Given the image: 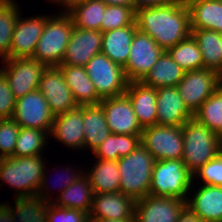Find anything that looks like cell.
Instances as JSON below:
<instances>
[{
    "instance_id": "cell-2",
    "label": "cell",
    "mask_w": 222,
    "mask_h": 222,
    "mask_svg": "<svg viewBox=\"0 0 222 222\" xmlns=\"http://www.w3.org/2000/svg\"><path fill=\"white\" fill-rule=\"evenodd\" d=\"M182 161L194 175L204 164L221 152L222 138L194 117L182 126Z\"/></svg>"
},
{
    "instance_id": "cell-51",
    "label": "cell",
    "mask_w": 222,
    "mask_h": 222,
    "mask_svg": "<svg viewBox=\"0 0 222 222\" xmlns=\"http://www.w3.org/2000/svg\"><path fill=\"white\" fill-rule=\"evenodd\" d=\"M84 222H93V220L90 217H88Z\"/></svg>"
},
{
    "instance_id": "cell-46",
    "label": "cell",
    "mask_w": 222,
    "mask_h": 222,
    "mask_svg": "<svg viewBox=\"0 0 222 222\" xmlns=\"http://www.w3.org/2000/svg\"><path fill=\"white\" fill-rule=\"evenodd\" d=\"M0 222H15L12 212L5 202L0 203Z\"/></svg>"
},
{
    "instance_id": "cell-44",
    "label": "cell",
    "mask_w": 222,
    "mask_h": 222,
    "mask_svg": "<svg viewBox=\"0 0 222 222\" xmlns=\"http://www.w3.org/2000/svg\"><path fill=\"white\" fill-rule=\"evenodd\" d=\"M176 222H205L195 212H193L188 206H185L181 211L178 220Z\"/></svg>"
},
{
    "instance_id": "cell-41",
    "label": "cell",
    "mask_w": 222,
    "mask_h": 222,
    "mask_svg": "<svg viewBox=\"0 0 222 222\" xmlns=\"http://www.w3.org/2000/svg\"><path fill=\"white\" fill-rule=\"evenodd\" d=\"M65 169H66V171H65ZM65 169H63L65 172V174H66V177H65V174H64V176L62 175H60V178H58L59 180H61V181H63V182H60L61 184H59L58 186L60 187L59 189L60 190H58L57 192H63L68 186H70L72 183H74L80 176H82L83 174H84V172L83 171H75L73 168H71V167H67V168H65ZM71 169V170H70ZM45 170H46V165H45V169H44V171H43V176H42V179H41V181H40V184H39V188H38V190H37V194H36V196L37 197H39V198H41L42 200H44V201H46V202H52L53 201V197H51L48 193H49V191H50V189L51 188H48V183L46 182L47 181V171H46V173H45ZM73 171H75V172H73ZM63 174V173H62ZM70 174V175H69ZM46 175V176H45ZM55 181H57V180H55ZM50 182V181H49ZM58 182V181H57ZM57 182H55V184L57 183ZM54 184V183H53ZM52 184V185H53ZM58 184V183H57ZM56 184V185H57ZM50 186V185H49ZM52 187V186H51ZM47 188V189H46ZM58 188V187H57ZM49 189V191H47ZM46 192V193H45ZM50 197H51V199H50Z\"/></svg>"
},
{
    "instance_id": "cell-6",
    "label": "cell",
    "mask_w": 222,
    "mask_h": 222,
    "mask_svg": "<svg viewBox=\"0 0 222 222\" xmlns=\"http://www.w3.org/2000/svg\"><path fill=\"white\" fill-rule=\"evenodd\" d=\"M193 184V175L188 171L182 159L155 161L149 194L177 197L186 201L193 190Z\"/></svg>"
},
{
    "instance_id": "cell-29",
    "label": "cell",
    "mask_w": 222,
    "mask_h": 222,
    "mask_svg": "<svg viewBox=\"0 0 222 222\" xmlns=\"http://www.w3.org/2000/svg\"><path fill=\"white\" fill-rule=\"evenodd\" d=\"M58 194L60 195L57 199H54L56 201H52L53 204L90 213L94 193L89 179L85 174Z\"/></svg>"
},
{
    "instance_id": "cell-10",
    "label": "cell",
    "mask_w": 222,
    "mask_h": 222,
    "mask_svg": "<svg viewBox=\"0 0 222 222\" xmlns=\"http://www.w3.org/2000/svg\"><path fill=\"white\" fill-rule=\"evenodd\" d=\"M141 143L156 161L182 159L181 126L154 125L142 129Z\"/></svg>"
},
{
    "instance_id": "cell-35",
    "label": "cell",
    "mask_w": 222,
    "mask_h": 222,
    "mask_svg": "<svg viewBox=\"0 0 222 222\" xmlns=\"http://www.w3.org/2000/svg\"><path fill=\"white\" fill-rule=\"evenodd\" d=\"M166 52L185 72L204 68L199 45L192 34Z\"/></svg>"
},
{
    "instance_id": "cell-45",
    "label": "cell",
    "mask_w": 222,
    "mask_h": 222,
    "mask_svg": "<svg viewBox=\"0 0 222 222\" xmlns=\"http://www.w3.org/2000/svg\"><path fill=\"white\" fill-rule=\"evenodd\" d=\"M176 0H135V9L139 7H153L169 4Z\"/></svg>"
},
{
    "instance_id": "cell-8",
    "label": "cell",
    "mask_w": 222,
    "mask_h": 222,
    "mask_svg": "<svg viewBox=\"0 0 222 222\" xmlns=\"http://www.w3.org/2000/svg\"><path fill=\"white\" fill-rule=\"evenodd\" d=\"M0 72L6 77L15 99L38 90L46 65L33 58L3 60ZM5 65V66H4Z\"/></svg>"
},
{
    "instance_id": "cell-7",
    "label": "cell",
    "mask_w": 222,
    "mask_h": 222,
    "mask_svg": "<svg viewBox=\"0 0 222 222\" xmlns=\"http://www.w3.org/2000/svg\"><path fill=\"white\" fill-rule=\"evenodd\" d=\"M85 69L102 99L125 93L128 81L123 67L104 54L99 53L92 57Z\"/></svg>"
},
{
    "instance_id": "cell-27",
    "label": "cell",
    "mask_w": 222,
    "mask_h": 222,
    "mask_svg": "<svg viewBox=\"0 0 222 222\" xmlns=\"http://www.w3.org/2000/svg\"><path fill=\"white\" fill-rule=\"evenodd\" d=\"M184 73L185 71L164 51L140 82L156 89L177 86Z\"/></svg>"
},
{
    "instance_id": "cell-43",
    "label": "cell",
    "mask_w": 222,
    "mask_h": 222,
    "mask_svg": "<svg viewBox=\"0 0 222 222\" xmlns=\"http://www.w3.org/2000/svg\"><path fill=\"white\" fill-rule=\"evenodd\" d=\"M16 99L10 90L6 77L0 72V117L12 118Z\"/></svg>"
},
{
    "instance_id": "cell-21",
    "label": "cell",
    "mask_w": 222,
    "mask_h": 222,
    "mask_svg": "<svg viewBox=\"0 0 222 222\" xmlns=\"http://www.w3.org/2000/svg\"><path fill=\"white\" fill-rule=\"evenodd\" d=\"M125 93L142 128L157 125V89L141 82H128Z\"/></svg>"
},
{
    "instance_id": "cell-12",
    "label": "cell",
    "mask_w": 222,
    "mask_h": 222,
    "mask_svg": "<svg viewBox=\"0 0 222 222\" xmlns=\"http://www.w3.org/2000/svg\"><path fill=\"white\" fill-rule=\"evenodd\" d=\"M55 115L39 90L16 99L12 119L22 128H35L50 134Z\"/></svg>"
},
{
    "instance_id": "cell-4",
    "label": "cell",
    "mask_w": 222,
    "mask_h": 222,
    "mask_svg": "<svg viewBox=\"0 0 222 222\" xmlns=\"http://www.w3.org/2000/svg\"><path fill=\"white\" fill-rule=\"evenodd\" d=\"M155 161L142 143L132 153L120 158L117 161L120 174L119 191L135 201L149 195Z\"/></svg>"
},
{
    "instance_id": "cell-17",
    "label": "cell",
    "mask_w": 222,
    "mask_h": 222,
    "mask_svg": "<svg viewBox=\"0 0 222 222\" xmlns=\"http://www.w3.org/2000/svg\"><path fill=\"white\" fill-rule=\"evenodd\" d=\"M102 50V32L74 27L61 65L83 66Z\"/></svg>"
},
{
    "instance_id": "cell-3",
    "label": "cell",
    "mask_w": 222,
    "mask_h": 222,
    "mask_svg": "<svg viewBox=\"0 0 222 222\" xmlns=\"http://www.w3.org/2000/svg\"><path fill=\"white\" fill-rule=\"evenodd\" d=\"M43 157L37 155L0 159V181L15 190V198L36 196L46 165Z\"/></svg>"
},
{
    "instance_id": "cell-40",
    "label": "cell",
    "mask_w": 222,
    "mask_h": 222,
    "mask_svg": "<svg viewBox=\"0 0 222 222\" xmlns=\"http://www.w3.org/2000/svg\"><path fill=\"white\" fill-rule=\"evenodd\" d=\"M201 178L204 185L222 187V153L220 152L215 158L204 164L193 175V182Z\"/></svg>"
},
{
    "instance_id": "cell-30",
    "label": "cell",
    "mask_w": 222,
    "mask_h": 222,
    "mask_svg": "<svg viewBox=\"0 0 222 222\" xmlns=\"http://www.w3.org/2000/svg\"><path fill=\"white\" fill-rule=\"evenodd\" d=\"M191 31L199 45L204 68L222 76V33L206 29Z\"/></svg>"
},
{
    "instance_id": "cell-14",
    "label": "cell",
    "mask_w": 222,
    "mask_h": 222,
    "mask_svg": "<svg viewBox=\"0 0 222 222\" xmlns=\"http://www.w3.org/2000/svg\"><path fill=\"white\" fill-rule=\"evenodd\" d=\"M38 90L49 104L50 111L58 115L76 109L71 90L65 82L64 75L58 66L46 67L43 71Z\"/></svg>"
},
{
    "instance_id": "cell-48",
    "label": "cell",
    "mask_w": 222,
    "mask_h": 222,
    "mask_svg": "<svg viewBox=\"0 0 222 222\" xmlns=\"http://www.w3.org/2000/svg\"><path fill=\"white\" fill-rule=\"evenodd\" d=\"M93 222H134V220L92 219Z\"/></svg>"
},
{
    "instance_id": "cell-39",
    "label": "cell",
    "mask_w": 222,
    "mask_h": 222,
    "mask_svg": "<svg viewBox=\"0 0 222 222\" xmlns=\"http://www.w3.org/2000/svg\"><path fill=\"white\" fill-rule=\"evenodd\" d=\"M20 126L12 118L0 121V159L14 157Z\"/></svg>"
},
{
    "instance_id": "cell-18",
    "label": "cell",
    "mask_w": 222,
    "mask_h": 222,
    "mask_svg": "<svg viewBox=\"0 0 222 222\" xmlns=\"http://www.w3.org/2000/svg\"><path fill=\"white\" fill-rule=\"evenodd\" d=\"M136 201L119 192L94 194L91 219L134 220Z\"/></svg>"
},
{
    "instance_id": "cell-36",
    "label": "cell",
    "mask_w": 222,
    "mask_h": 222,
    "mask_svg": "<svg viewBox=\"0 0 222 222\" xmlns=\"http://www.w3.org/2000/svg\"><path fill=\"white\" fill-rule=\"evenodd\" d=\"M193 117L222 138V85L202 103Z\"/></svg>"
},
{
    "instance_id": "cell-28",
    "label": "cell",
    "mask_w": 222,
    "mask_h": 222,
    "mask_svg": "<svg viewBox=\"0 0 222 222\" xmlns=\"http://www.w3.org/2000/svg\"><path fill=\"white\" fill-rule=\"evenodd\" d=\"M84 174L88 177L94 194L119 192L120 174L115 160L97 159Z\"/></svg>"
},
{
    "instance_id": "cell-49",
    "label": "cell",
    "mask_w": 222,
    "mask_h": 222,
    "mask_svg": "<svg viewBox=\"0 0 222 222\" xmlns=\"http://www.w3.org/2000/svg\"><path fill=\"white\" fill-rule=\"evenodd\" d=\"M49 1H53L55 4L58 3V5L61 4V6L64 7V9H62V11H66L67 10V0H49Z\"/></svg>"
},
{
    "instance_id": "cell-32",
    "label": "cell",
    "mask_w": 222,
    "mask_h": 222,
    "mask_svg": "<svg viewBox=\"0 0 222 222\" xmlns=\"http://www.w3.org/2000/svg\"><path fill=\"white\" fill-rule=\"evenodd\" d=\"M141 143V135H110L93 152L95 159L115 160L132 153Z\"/></svg>"
},
{
    "instance_id": "cell-37",
    "label": "cell",
    "mask_w": 222,
    "mask_h": 222,
    "mask_svg": "<svg viewBox=\"0 0 222 222\" xmlns=\"http://www.w3.org/2000/svg\"><path fill=\"white\" fill-rule=\"evenodd\" d=\"M49 133L35 128H20L14 149V157L43 155ZM41 151V152H40Z\"/></svg>"
},
{
    "instance_id": "cell-11",
    "label": "cell",
    "mask_w": 222,
    "mask_h": 222,
    "mask_svg": "<svg viewBox=\"0 0 222 222\" xmlns=\"http://www.w3.org/2000/svg\"><path fill=\"white\" fill-rule=\"evenodd\" d=\"M164 50L148 35L136 30L127 64L123 67L128 82H140Z\"/></svg>"
},
{
    "instance_id": "cell-23",
    "label": "cell",
    "mask_w": 222,
    "mask_h": 222,
    "mask_svg": "<svg viewBox=\"0 0 222 222\" xmlns=\"http://www.w3.org/2000/svg\"><path fill=\"white\" fill-rule=\"evenodd\" d=\"M58 67L61 69L65 82L78 106L98 105L103 100L88 77L85 67L70 65H60Z\"/></svg>"
},
{
    "instance_id": "cell-38",
    "label": "cell",
    "mask_w": 222,
    "mask_h": 222,
    "mask_svg": "<svg viewBox=\"0 0 222 222\" xmlns=\"http://www.w3.org/2000/svg\"><path fill=\"white\" fill-rule=\"evenodd\" d=\"M135 24V8L122 5H106L101 22V32Z\"/></svg>"
},
{
    "instance_id": "cell-31",
    "label": "cell",
    "mask_w": 222,
    "mask_h": 222,
    "mask_svg": "<svg viewBox=\"0 0 222 222\" xmlns=\"http://www.w3.org/2000/svg\"><path fill=\"white\" fill-rule=\"evenodd\" d=\"M106 5L103 0H84L73 4L66 12L71 16L74 27L101 31Z\"/></svg>"
},
{
    "instance_id": "cell-26",
    "label": "cell",
    "mask_w": 222,
    "mask_h": 222,
    "mask_svg": "<svg viewBox=\"0 0 222 222\" xmlns=\"http://www.w3.org/2000/svg\"><path fill=\"white\" fill-rule=\"evenodd\" d=\"M83 124V152L89 148L93 153L111 133L100 104L83 105Z\"/></svg>"
},
{
    "instance_id": "cell-5",
    "label": "cell",
    "mask_w": 222,
    "mask_h": 222,
    "mask_svg": "<svg viewBox=\"0 0 222 222\" xmlns=\"http://www.w3.org/2000/svg\"><path fill=\"white\" fill-rule=\"evenodd\" d=\"M73 29L72 18L66 11L61 10L56 15H47V21L32 58L47 67L60 66Z\"/></svg>"
},
{
    "instance_id": "cell-22",
    "label": "cell",
    "mask_w": 222,
    "mask_h": 222,
    "mask_svg": "<svg viewBox=\"0 0 222 222\" xmlns=\"http://www.w3.org/2000/svg\"><path fill=\"white\" fill-rule=\"evenodd\" d=\"M192 197L187 198L186 206L195 212L205 222L222 220V187L203 185Z\"/></svg>"
},
{
    "instance_id": "cell-1",
    "label": "cell",
    "mask_w": 222,
    "mask_h": 222,
    "mask_svg": "<svg viewBox=\"0 0 222 222\" xmlns=\"http://www.w3.org/2000/svg\"><path fill=\"white\" fill-rule=\"evenodd\" d=\"M137 30L148 34L164 51L192 34L189 8L185 0L135 9Z\"/></svg>"
},
{
    "instance_id": "cell-20",
    "label": "cell",
    "mask_w": 222,
    "mask_h": 222,
    "mask_svg": "<svg viewBox=\"0 0 222 222\" xmlns=\"http://www.w3.org/2000/svg\"><path fill=\"white\" fill-rule=\"evenodd\" d=\"M157 125L182 126L193 118L176 86L157 89Z\"/></svg>"
},
{
    "instance_id": "cell-13",
    "label": "cell",
    "mask_w": 222,
    "mask_h": 222,
    "mask_svg": "<svg viewBox=\"0 0 222 222\" xmlns=\"http://www.w3.org/2000/svg\"><path fill=\"white\" fill-rule=\"evenodd\" d=\"M99 104L104 110L106 123L111 133L141 135L143 128L126 93L104 98Z\"/></svg>"
},
{
    "instance_id": "cell-47",
    "label": "cell",
    "mask_w": 222,
    "mask_h": 222,
    "mask_svg": "<svg viewBox=\"0 0 222 222\" xmlns=\"http://www.w3.org/2000/svg\"><path fill=\"white\" fill-rule=\"evenodd\" d=\"M108 5H122L135 8V0H103Z\"/></svg>"
},
{
    "instance_id": "cell-24",
    "label": "cell",
    "mask_w": 222,
    "mask_h": 222,
    "mask_svg": "<svg viewBox=\"0 0 222 222\" xmlns=\"http://www.w3.org/2000/svg\"><path fill=\"white\" fill-rule=\"evenodd\" d=\"M190 13L191 30H214L222 33V2L185 0Z\"/></svg>"
},
{
    "instance_id": "cell-34",
    "label": "cell",
    "mask_w": 222,
    "mask_h": 222,
    "mask_svg": "<svg viewBox=\"0 0 222 222\" xmlns=\"http://www.w3.org/2000/svg\"><path fill=\"white\" fill-rule=\"evenodd\" d=\"M14 201L13 207L10 202L6 204L12 212L15 222H47V211L50 202H46L37 196L16 197Z\"/></svg>"
},
{
    "instance_id": "cell-19",
    "label": "cell",
    "mask_w": 222,
    "mask_h": 222,
    "mask_svg": "<svg viewBox=\"0 0 222 222\" xmlns=\"http://www.w3.org/2000/svg\"><path fill=\"white\" fill-rule=\"evenodd\" d=\"M49 138L53 136L65 147L75 150H83L84 124L83 105L76 109L55 115Z\"/></svg>"
},
{
    "instance_id": "cell-50",
    "label": "cell",
    "mask_w": 222,
    "mask_h": 222,
    "mask_svg": "<svg viewBox=\"0 0 222 222\" xmlns=\"http://www.w3.org/2000/svg\"><path fill=\"white\" fill-rule=\"evenodd\" d=\"M84 0H67V9L75 3L81 2Z\"/></svg>"
},
{
    "instance_id": "cell-16",
    "label": "cell",
    "mask_w": 222,
    "mask_h": 222,
    "mask_svg": "<svg viewBox=\"0 0 222 222\" xmlns=\"http://www.w3.org/2000/svg\"><path fill=\"white\" fill-rule=\"evenodd\" d=\"M21 16L20 13L13 30L10 59L33 57L37 42L47 21V15H35L29 18H22Z\"/></svg>"
},
{
    "instance_id": "cell-42",
    "label": "cell",
    "mask_w": 222,
    "mask_h": 222,
    "mask_svg": "<svg viewBox=\"0 0 222 222\" xmlns=\"http://www.w3.org/2000/svg\"><path fill=\"white\" fill-rule=\"evenodd\" d=\"M89 214L78 209L65 208L49 203L47 222H84Z\"/></svg>"
},
{
    "instance_id": "cell-25",
    "label": "cell",
    "mask_w": 222,
    "mask_h": 222,
    "mask_svg": "<svg viewBox=\"0 0 222 222\" xmlns=\"http://www.w3.org/2000/svg\"><path fill=\"white\" fill-rule=\"evenodd\" d=\"M136 30V25H130L102 32L101 53L111 61L124 67L128 62L131 43Z\"/></svg>"
},
{
    "instance_id": "cell-15",
    "label": "cell",
    "mask_w": 222,
    "mask_h": 222,
    "mask_svg": "<svg viewBox=\"0 0 222 222\" xmlns=\"http://www.w3.org/2000/svg\"><path fill=\"white\" fill-rule=\"evenodd\" d=\"M186 206L177 197H161L152 194L136 201L134 222H176Z\"/></svg>"
},
{
    "instance_id": "cell-33",
    "label": "cell",
    "mask_w": 222,
    "mask_h": 222,
    "mask_svg": "<svg viewBox=\"0 0 222 222\" xmlns=\"http://www.w3.org/2000/svg\"><path fill=\"white\" fill-rule=\"evenodd\" d=\"M20 6L15 0H0V59H10L13 30L19 17Z\"/></svg>"
},
{
    "instance_id": "cell-9",
    "label": "cell",
    "mask_w": 222,
    "mask_h": 222,
    "mask_svg": "<svg viewBox=\"0 0 222 222\" xmlns=\"http://www.w3.org/2000/svg\"><path fill=\"white\" fill-rule=\"evenodd\" d=\"M221 85V75L215 71L202 68L185 72L176 88L185 105L194 115L202 103Z\"/></svg>"
}]
</instances>
